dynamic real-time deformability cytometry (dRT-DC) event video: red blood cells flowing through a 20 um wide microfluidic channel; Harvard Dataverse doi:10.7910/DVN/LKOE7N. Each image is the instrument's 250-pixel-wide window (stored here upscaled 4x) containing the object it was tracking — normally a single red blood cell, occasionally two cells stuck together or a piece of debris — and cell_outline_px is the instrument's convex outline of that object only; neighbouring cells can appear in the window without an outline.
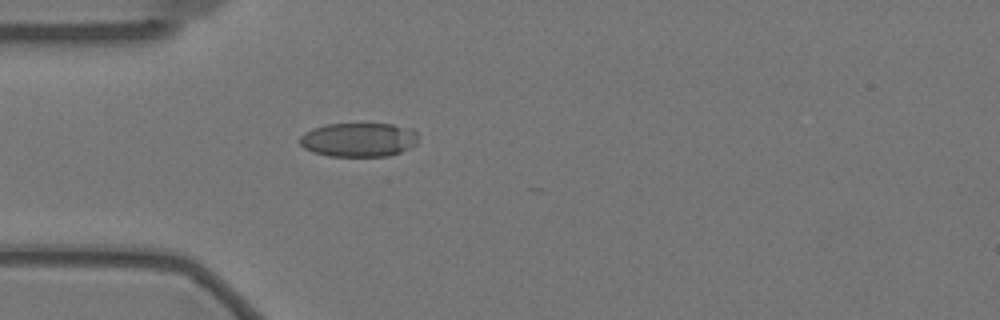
{"species": "Egyptian fruit bat (a non-hibernating species)", "species_latin": "Rousettus aegyptiacus", "temperature_condition": "warm", "stored_images_in_passage": 12, "camera_frame_rate_fps": 3000, "um_per_image_px": 0.085, "animal": {"sex": "female"}, "frame": {"image": 1, "passage_image": 1, "time_ms": 0.0, "image_size_px": [1000, 320], "cell_outline_px": [[416, 144], [400, 152], [388, 156], [328, 156], [312, 152], [304, 148], [300, 144], [300, 136], [304, 132], [312, 128], [328, 124], [392, 124], [412, 128], [416, 132]], "centroid_in_image_um": [30.46, 11.88], "position_along_channel_um": 54.5, "area_um2": 23.52}}
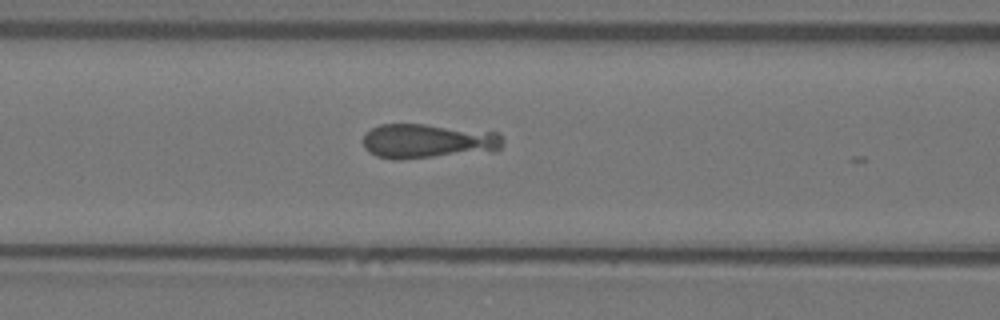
{"frame": {"image": 2, "passage_image": 8, "time_ms": 2.333, "image_size_px": [1000, 320], "cell_outline_px": [[504, 140], [500, 148], [496, 152], [400, 160], [392, 160], [376, 156], [368, 152], [364, 148], [364, 136], [372, 128], [380, 124], [424, 124], [496, 132]], "centroid_in_image_um": [36.39, 12.02], "position_along_channel_um": 130.2, "area_um2": 28.67}}
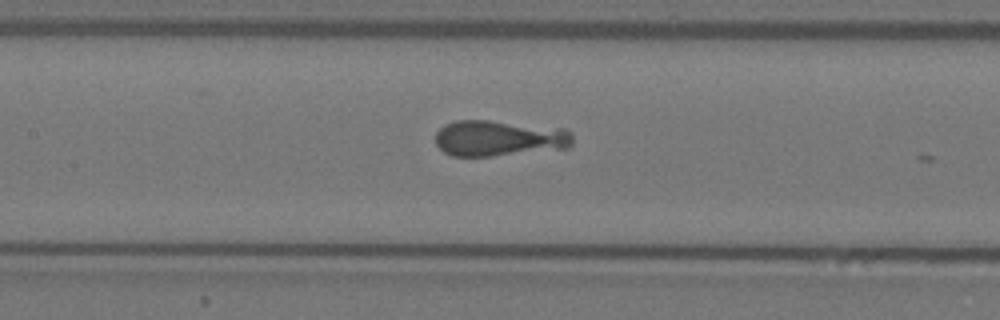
{"frame": {"image": 3, "passage_image": 11, "time_ms": 3.333, "image_size_px": [1000, 320], "cell_outline_px": [[572, 144], [568, 148], [488, 156], [452, 156], [444, 152], [436, 144], [436, 132], [444, 124], [456, 120], [488, 120], [564, 128], [572, 132]], "centroid_in_image_um": [42.42, 11.74], "position_along_channel_um": 165.0, "area_um2": 28.78}}